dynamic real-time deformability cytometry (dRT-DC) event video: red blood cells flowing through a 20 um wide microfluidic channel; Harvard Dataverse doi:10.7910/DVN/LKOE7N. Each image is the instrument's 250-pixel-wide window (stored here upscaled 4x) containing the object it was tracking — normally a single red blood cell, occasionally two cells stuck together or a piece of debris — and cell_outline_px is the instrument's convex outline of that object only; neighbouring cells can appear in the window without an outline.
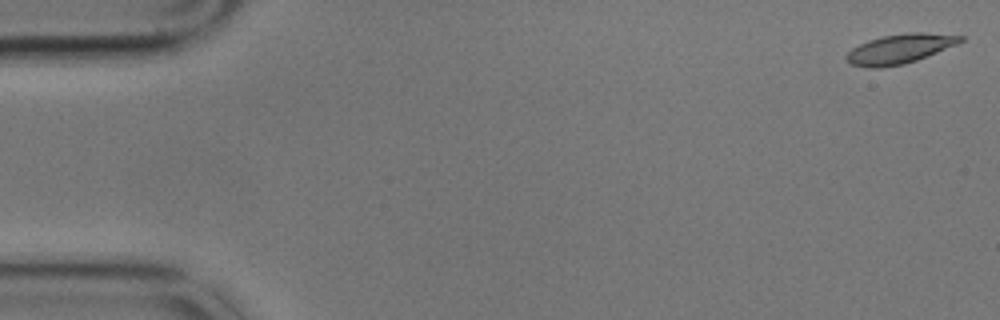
{"species": "common noctule bat (a hibernating species)", "species_latin": "Nyctalus noctula", "temperature_condition": "cold", "stored_images_in_passage": 17, "camera_frame_rate_fps": 3000, "um_per_image_px": 0.085, "animal": {"sex": "male", "body_mass_g": 17.9}, "frame": {"image": 1, "passage_image": 1, "time_ms": 0.0, "image_size_px": [1000, 320], "cell_outline_px": [[964, 40], [956, 44], [916, 60], [904, 64], [880, 68], [868, 68], [852, 64], [844, 56], [852, 48], [868, 40], [880, 36], [908, 32], [924, 32], [964, 36]], "centroid_in_image_um": [76.45, 4.14], "position_along_channel_um": 8.5, "area_um2": 19.48}}